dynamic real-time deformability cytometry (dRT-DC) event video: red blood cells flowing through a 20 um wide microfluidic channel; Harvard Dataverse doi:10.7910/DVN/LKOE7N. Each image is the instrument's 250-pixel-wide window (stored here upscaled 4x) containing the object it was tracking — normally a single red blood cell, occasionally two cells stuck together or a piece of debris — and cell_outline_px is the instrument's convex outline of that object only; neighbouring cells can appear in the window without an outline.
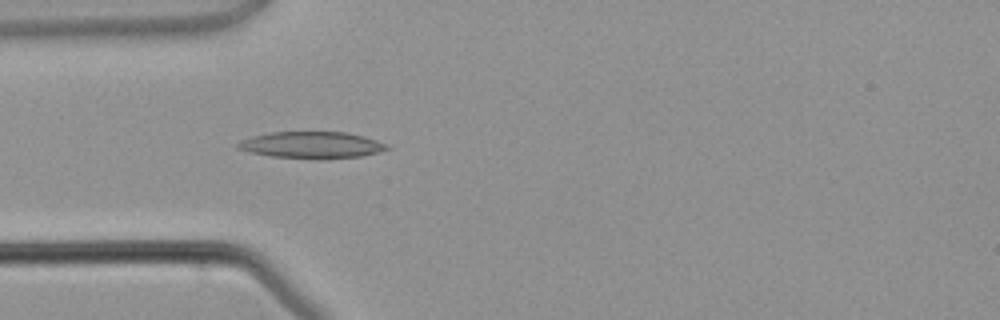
{"species": "common noctule bat (a hibernating species)", "species_latin": "Nyctalus noctula", "temperature_condition": "warm", "stored_images_in_passage": 3, "camera_frame_rate_fps": 3000, "um_per_image_px": 0.085, "animal": {"sex": "male", "body_mass_g": 21.5, "forearm_length_mm": 52.0}, "frame": {"image": 1, "passage_image": 3, "time_ms": 3.333, "image_size_px": [1000, 320], "cell_outline_px": [[392, 148], [360, 156], [320, 160], [316, 160], [268, 156], [236, 148], [236, 144], [240, 140], [252, 136], [272, 132], [344, 132], [364, 136], [388, 144]], "centroid_in_image_um": [26.49, 12.34], "position_along_channel_um": 58.5, "area_um2": 23.41}}